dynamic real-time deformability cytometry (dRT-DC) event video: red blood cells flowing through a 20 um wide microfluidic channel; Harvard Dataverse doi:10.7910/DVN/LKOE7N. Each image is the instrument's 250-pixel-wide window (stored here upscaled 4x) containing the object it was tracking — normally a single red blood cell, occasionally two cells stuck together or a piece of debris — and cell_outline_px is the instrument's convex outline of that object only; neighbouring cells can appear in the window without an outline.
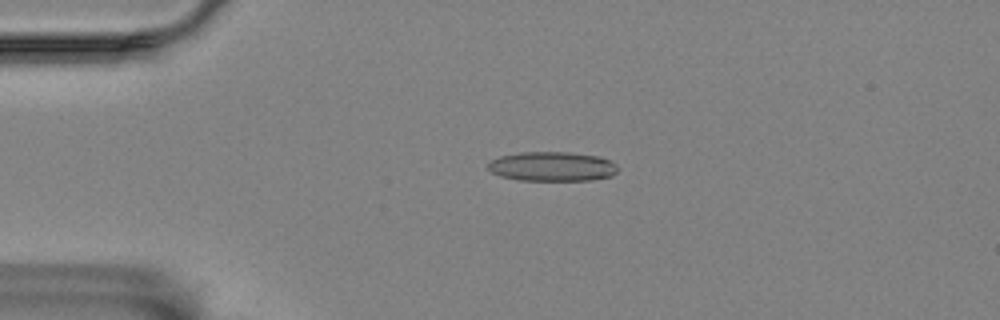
{"species": "Egyptian fruit bat (a non-hibernating species)", "species_latin": "Rousettus aegyptiacus", "temperature_condition": "room temperature", "stored_images_in_passage": 2, "camera_frame_rate_fps": 3000, "um_per_image_px": 0.085, "animal": {"sex": "female"}, "frame": {"image": 1, "passage_image": 1, "time_ms": 0.0, "image_size_px": [1000, 320], "cell_outline_px": [[616, 172], [612, 176], [592, 180], [520, 180], [500, 176], [492, 172], [488, 168], [488, 164], [492, 160], [500, 156], [520, 152], [568, 152], [600, 156], [616, 164]], "centroid_in_image_um": [46.94, 14.15], "position_along_channel_um": 38.1, "area_um2": 22.2}}